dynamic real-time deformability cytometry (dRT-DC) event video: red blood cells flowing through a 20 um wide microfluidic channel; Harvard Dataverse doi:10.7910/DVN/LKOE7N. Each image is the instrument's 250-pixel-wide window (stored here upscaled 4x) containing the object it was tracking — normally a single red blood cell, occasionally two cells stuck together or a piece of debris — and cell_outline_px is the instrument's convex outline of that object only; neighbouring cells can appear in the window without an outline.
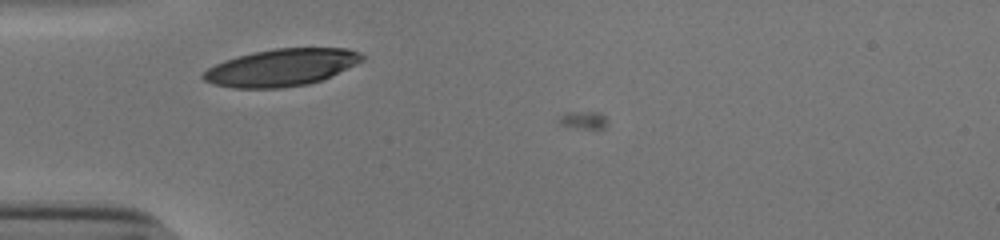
{"species": "human", "species_latin": "Homo sapiens", "temperature_condition": "cold", "stored_images_in_passage": 27, "camera_frame_rate_fps": 3000, "um_per_image_px": 0.085, "donor": {"sex": "male"}, "frame": {"image": 1, "passage_image": 1, "time_ms": 0.0, "image_size_px": [1000, 240], "cell_outline_px": [[364, 60], [356, 64], [320, 80], [308, 84], [280, 88], [232, 88], [212, 84], [204, 80], [200, 76], [208, 68], [224, 60], [236, 56], [252, 52], [276, 48], [348, 48], [360, 52], [364, 56]], "centroid_in_image_um": [23.89, 5.73], "position_along_channel_um": 61.1, "area_um2": 34.39}}
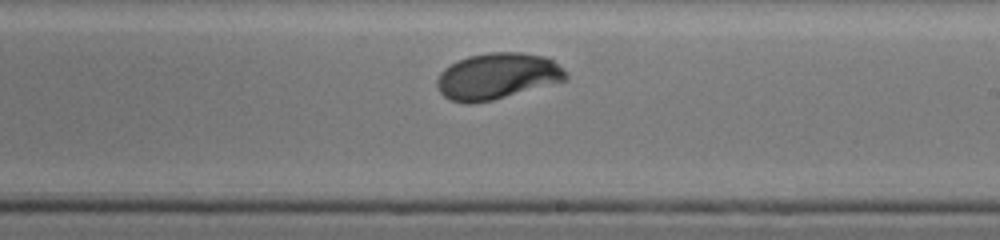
{"frame": {"image": 2, "passage_image": 16, "time_ms": 5.0, "image_size_px": [1000, 240], "cell_outline_px": [[568, 80], [492, 100], [472, 104], [464, 104], [448, 100], [436, 88], [436, 80], [440, 72], [444, 68], [456, 60], [468, 56], [488, 52], [520, 52], [544, 56], [552, 60], [568, 76]], "centroid_in_image_um": [42.2, 6.48], "position_along_channel_um": 246.8, "area_um2": 34.91}}
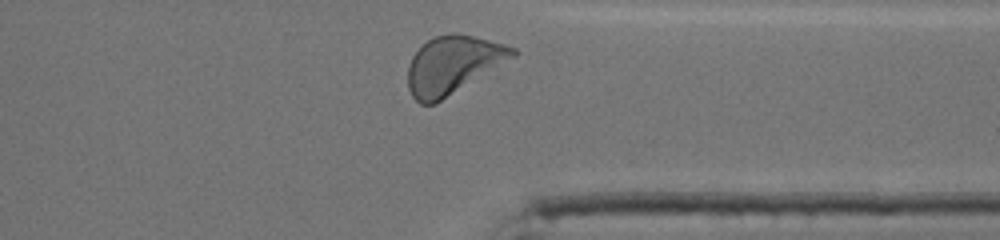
{"frame": {"image": 3, "passage_image": 26, "time_ms": 8.333, "image_size_px": [1000, 240], "cell_outline_px": [[516, 56], [436, 104], [420, 104], [412, 96], [408, 88], [408, 64], [412, 56], [432, 36], [452, 32], [472, 36], [504, 44], [516, 48]], "centroid_in_image_um": [38.48, 5.52], "position_along_channel_um": 372.9, "area_um2": 35.26}, "authors_computed_cell_mechanics": {"area_um2": 34.5066, "velocity_mm_per_s": 3.8096, "shape_relaxation_time_tau1_ms": 5.4442, "shape_relaxation_time_tau2_ms": null, "deformation_change_tau1": 0.2227, "deformation_change_tau2": null}}